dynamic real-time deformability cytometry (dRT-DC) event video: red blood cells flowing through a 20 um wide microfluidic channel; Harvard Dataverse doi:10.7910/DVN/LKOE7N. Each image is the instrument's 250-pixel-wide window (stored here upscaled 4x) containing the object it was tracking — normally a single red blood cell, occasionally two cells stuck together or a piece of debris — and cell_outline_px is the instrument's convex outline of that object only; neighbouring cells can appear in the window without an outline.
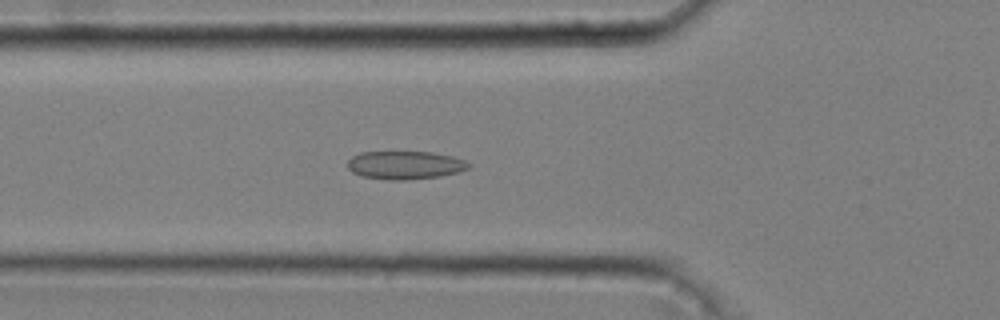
{"species": "common noctule bat (a hibernating species)", "species_latin": "Nyctalus noctula", "temperature_condition": "cold", "stored_images_in_passage": 52, "camera_frame_rate_fps": 3000, "um_per_image_px": 0.085, "animal": {"sex": "male", "body_mass_g": 20.4}, "frame": {"image": 1, "passage_image": 19, "time_ms": 6.0, "image_size_px": [1000, 320], "cell_outline_px": [[472, 164], [468, 168], [460, 172], [440, 176], [404, 180], [388, 180], [360, 176], [352, 172], [348, 168], [348, 160], [352, 156], [360, 152], [432, 152], [452, 156], [464, 160]], "centroid_in_image_um": [34.42, 14.03], "position_along_channel_um": 91.4, "area_um2": 20.0}}
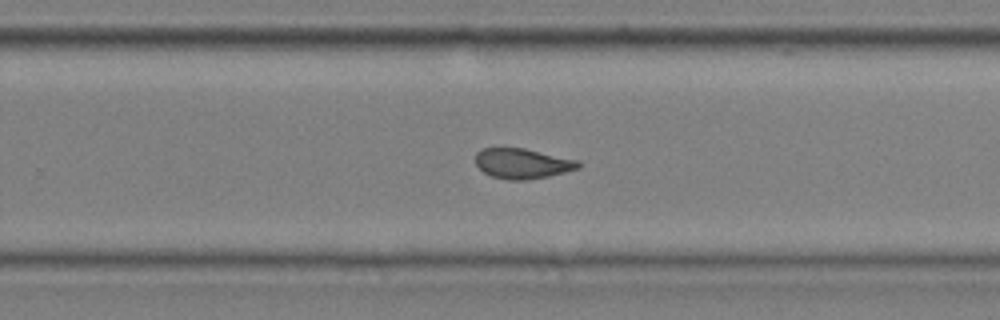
{"frame": {"image": 2, "passage_image": 35, "time_ms": 11.333, "image_size_px": [1000, 320], "cell_outline_px": [[580, 168], [548, 176], [528, 180], [508, 180], [492, 176], [484, 172], [476, 164], [476, 152], [480, 148], [524, 148], [580, 160]], "centroid_in_image_um": [44.42, 13.89], "position_along_channel_um": 285.4, "area_um2": 18.15}}
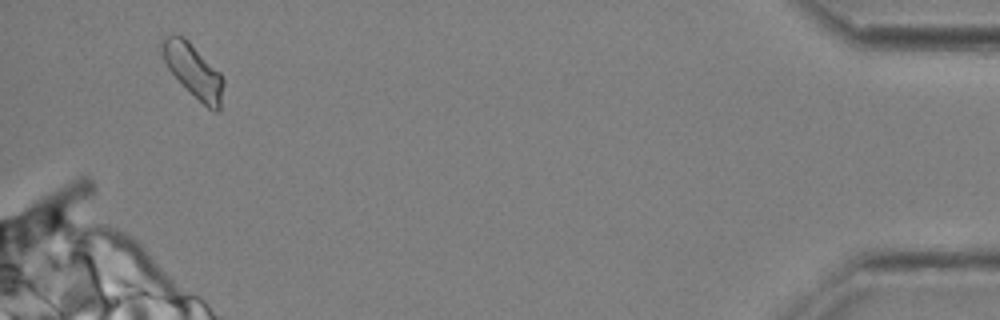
{"frame": {"image": 3, "passage_image": 51, "time_ms": 16.667, "image_size_px": [1000, 320], "cell_outline_px": [[224, 84], [220, 112], [216, 112], [208, 108], [168, 68], [160, 52], [160, 40], [164, 36], [184, 36], [220, 72], [224, 80]], "centroid_in_image_um": [16.45, 5.98], "position_along_channel_um": 418.8, "area_um2": 18.79}, "authors_computed_cell_mechanics": {"area_um2": 18.785, "velocity_mm_per_s": 3.6405, "shape_relaxation_time_tau1_ms": null, "shape_relaxation_time_tau2_ms": 1.3734, "deformation_change_tau1": null, "deformation_change_tau2": 0.0662}}